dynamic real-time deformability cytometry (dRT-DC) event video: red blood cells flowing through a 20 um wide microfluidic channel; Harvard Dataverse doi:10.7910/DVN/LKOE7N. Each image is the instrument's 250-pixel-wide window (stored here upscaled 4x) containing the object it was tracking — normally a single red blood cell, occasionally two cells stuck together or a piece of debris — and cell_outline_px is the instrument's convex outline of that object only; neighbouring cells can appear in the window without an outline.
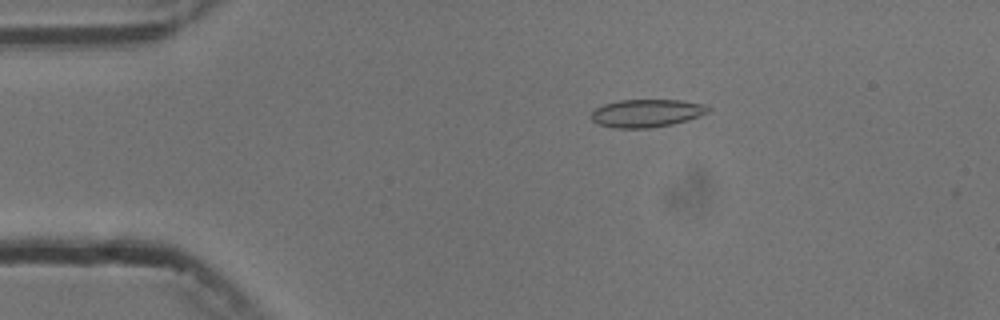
{"species": "common noctule bat (a hibernating species)", "species_latin": "Nyctalus noctula", "temperature_condition": "cold", "stored_images_in_passage": 3, "camera_frame_rate_fps": 3000, "um_per_image_px": 0.085, "animal": {"sex": "male", "body_mass_g": 13.3}, "frame": {"image": 1, "passage_image": 2, "time_ms": 1.0, "image_size_px": [1000, 320], "cell_outline_px": [[712, 108], [708, 112], [688, 120], [672, 124], [652, 128], [616, 128], [596, 124], [592, 120], [592, 112], [596, 108], [604, 104], [620, 100], [680, 100], [708, 104]], "centroid_in_image_um": [55.0, 9.62], "position_along_channel_um": 30.0, "area_um2": 19.13}}